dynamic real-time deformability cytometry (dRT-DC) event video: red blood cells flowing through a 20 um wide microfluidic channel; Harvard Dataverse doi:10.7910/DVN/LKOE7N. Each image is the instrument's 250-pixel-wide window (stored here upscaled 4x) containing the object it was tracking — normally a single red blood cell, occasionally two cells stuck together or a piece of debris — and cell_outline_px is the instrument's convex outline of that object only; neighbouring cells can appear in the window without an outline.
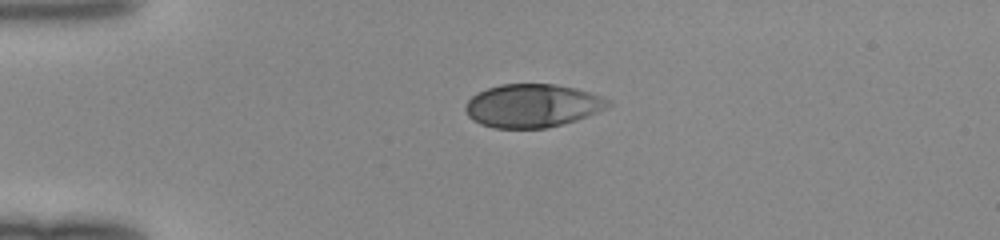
{"species": "human", "species_latin": "Homo sapiens", "temperature_condition": "room temperature", "stored_images_in_passage": 38, "camera_frame_rate_fps": 3000, "um_per_image_px": 0.085, "donor": {"sex": "female"}, "frame": {"image": 1, "passage_image": 1, "time_ms": 0.0, "image_size_px": [1000, 240], "cell_outline_px": [[584, 96], [580, 116], [556, 124], [540, 128], [500, 128], [484, 124], [476, 120], [468, 112], [468, 104], [472, 96], [488, 88], [504, 84], [548, 84], [568, 88], [580, 92]], "centroid_in_image_um": [44.67, 8.98], "position_along_channel_um": 40.3, "area_um2": 30.63}}
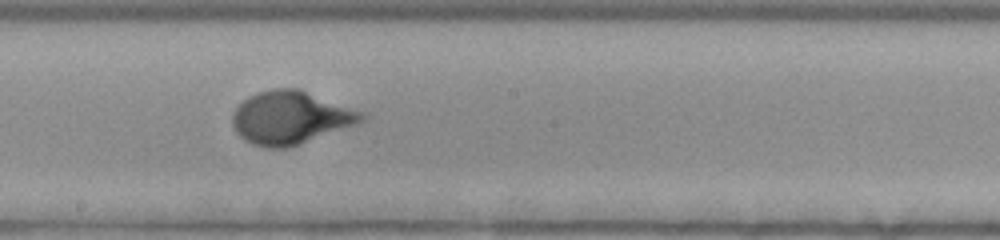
{"frame": {"image": 2, "passage_image": 17, "time_ms": 5.333, "image_size_px": [1000, 240], "cell_outline_px": [[360, 116], [356, 120], [292, 144], [260, 144], [244, 136], [236, 128], [236, 112], [248, 100], [256, 96], [268, 92], [300, 92]], "centroid_in_image_um": [24.51, 10.01], "position_along_channel_um": 223.7, "area_um2": 32.19}}
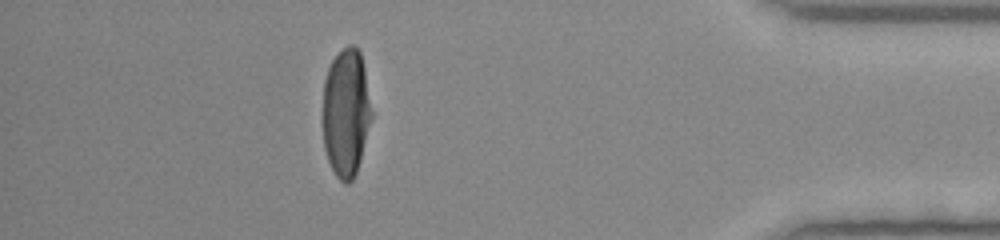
{"frame": {"image": 3, "passage_image": 33, "time_ms": 10.667, "image_size_px": [1000, 240], "cell_outline_px": [[368, 116], [360, 156], [356, 172], [352, 180], [340, 180], [332, 168], [324, 144], [324, 84], [328, 72], [336, 56], [344, 48], [352, 44], [360, 52], [364, 76], [368, 108]], "centroid_in_image_um": [29.35, 9.56], "position_along_channel_um": 405.9, "area_um2": 33.47}}